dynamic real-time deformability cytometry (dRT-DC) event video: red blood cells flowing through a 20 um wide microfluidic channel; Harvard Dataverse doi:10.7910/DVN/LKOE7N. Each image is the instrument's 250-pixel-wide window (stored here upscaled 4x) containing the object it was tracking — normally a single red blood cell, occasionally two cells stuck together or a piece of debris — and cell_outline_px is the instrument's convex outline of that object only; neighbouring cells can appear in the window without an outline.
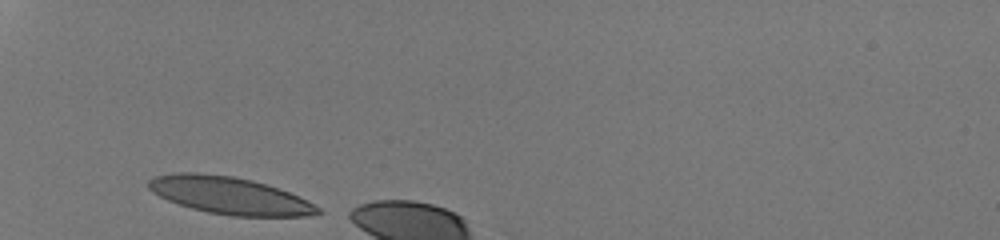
{"species": "human", "species_latin": "Homo sapiens", "temperature_condition": "room temperature", "stored_images_in_passage": 5, "camera_frame_rate_fps": 3000, "um_per_image_px": 0.085, "donor": {"sex": "male"}, "frame": {"image": 1, "passage_image": 1, "time_ms": 0.0, "image_size_px": [1000, 240], "cell_outline_px": [[324, 212], [308, 216], [228, 216], [208, 212], [192, 208], [168, 200], [152, 192], [148, 188], [148, 180], [152, 176], [176, 172], [196, 172], [232, 176], [252, 180], [280, 188], [300, 196], [308, 200], [320, 208]], "centroid_in_image_um": [19.53, 16.61], "position_along_channel_um": 65.5, "area_um2": 36.99}}